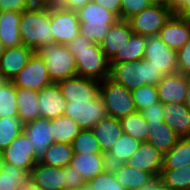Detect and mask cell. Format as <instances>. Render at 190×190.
I'll return each mask as SVG.
<instances>
[{
    "label": "cell",
    "mask_w": 190,
    "mask_h": 190,
    "mask_svg": "<svg viewBox=\"0 0 190 190\" xmlns=\"http://www.w3.org/2000/svg\"><path fill=\"white\" fill-rule=\"evenodd\" d=\"M65 46L75 57L78 76L98 81L109 77L110 61L99 44H94L78 34Z\"/></svg>",
    "instance_id": "6da1fadb"
},
{
    "label": "cell",
    "mask_w": 190,
    "mask_h": 190,
    "mask_svg": "<svg viewBox=\"0 0 190 190\" xmlns=\"http://www.w3.org/2000/svg\"><path fill=\"white\" fill-rule=\"evenodd\" d=\"M22 45L38 52L53 43L50 26V6L32 5L21 13L19 25Z\"/></svg>",
    "instance_id": "7a4b0ae2"
},
{
    "label": "cell",
    "mask_w": 190,
    "mask_h": 190,
    "mask_svg": "<svg viewBox=\"0 0 190 190\" xmlns=\"http://www.w3.org/2000/svg\"><path fill=\"white\" fill-rule=\"evenodd\" d=\"M164 74L156 69L146 59L127 61L123 63H110L109 78L130 91L136 90L143 85L156 86Z\"/></svg>",
    "instance_id": "3957f363"
},
{
    "label": "cell",
    "mask_w": 190,
    "mask_h": 190,
    "mask_svg": "<svg viewBox=\"0 0 190 190\" xmlns=\"http://www.w3.org/2000/svg\"><path fill=\"white\" fill-rule=\"evenodd\" d=\"M80 21V34L94 44H101L110 27L119 18L94 1L86 3L77 10Z\"/></svg>",
    "instance_id": "277c9868"
},
{
    "label": "cell",
    "mask_w": 190,
    "mask_h": 190,
    "mask_svg": "<svg viewBox=\"0 0 190 190\" xmlns=\"http://www.w3.org/2000/svg\"><path fill=\"white\" fill-rule=\"evenodd\" d=\"M38 53L44 59L49 77L53 83L77 75L75 57L65 45L59 43L46 44Z\"/></svg>",
    "instance_id": "5b68a950"
},
{
    "label": "cell",
    "mask_w": 190,
    "mask_h": 190,
    "mask_svg": "<svg viewBox=\"0 0 190 190\" xmlns=\"http://www.w3.org/2000/svg\"><path fill=\"white\" fill-rule=\"evenodd\" d=\"M100 96L106 108L107 116L121 120L137 111L132 91L109 77L101 81Z\"/></svg>",
    "instance_id": "8992f818"
},
{
    "label": "cell",
    "mask_w": 190,
    "mask_h": 190,
    "mask_svg": "<svg viewBox=\"0 0 190 190\" xmlns=\"http://www.w3.org/2000/svg\"><path fill=\"white\" fill-rule=\"evenodd\" d=\"M172 15L168 6L151 4L127 21L133 33L142 36L159 35L161 28Z\"/></svg>",
    "instance_id": "52a82bcc"
},
{
    "label": "cell",
    "mask_w": 190,
    "mask_h": 190,
    "mask_svg": "<svg viewBox=\"0 0 190 190\" xmlns=\"http://www.w3.org/2000/svg\"><path fill=\"white\" fill-rule=\"evenodd\" d=\"M50 26L53 43L68 44L80 34L77 10H67L56 5L50 6Z\"/></svg>",
    "instance_id": "ba28073f"
},
{
    "label": "cell",
    "mask_w": 190,
    "mask_h": 190,
    "mask_svg": "<svg viewBox=\"0 0 190 190\" xmlns=\"http://www.w3.org/2000/svg\"><path fill=\"white\" fill-rule=\"evenodd\" d=\"M64 115L77 122L81 130H90L107 117L100 95L90 101L67 102Z\"/></svg>",
    "instance_id": "9c48e42d"
},
{
    "label": "cell",
    "mask_w": 190,
    "mask_h": 190,
    "mask_svg": "<svg viewBox=\"0 0 190 190\" xmlns=\"http://www.w3.org/2000/svg\"><path fill=\"white\" fill-rule=\"evenodd\" d=\"M16 88L40 91L52 84L44 59L38 52H34L28 63L11 81Z\"/></svg>",
    "instance_id": "30bf717a"
},
{
    "label": "cell",
    "mask_w": 190,
    "mask_h": 190,
    "mask_svg": "<svg viewBox=\"0 0 190 190\" xmlns=\"http://www.w3.org/2000/svg\"><path fill=\"white\" fill-rule=\"evenodd\" d=\"M177 51L169 48L159 35L146 36V48L143 59L148 60L152 66L164 75L178 72Z\"/></svg>",
    "instance_id": "8fae6325"
},
{
    "label": "cell",
    "mask_w": 190,
    "mask_h": 190,
    "mask_svg": "<svg viewBox=\"0 0 190 190\" xmlns=\"http://www.w3.org/2000/svg\"><path fill=\"white\" fill-rule=\"evenodd\" d=\"M67 102L90 101L100 95L101 81L73 76L57 82Z\"/></svg>",
    "instance_id": "7c38bea8"
},
{
    "label": "cell",
    "mask_w": 190,
    "mask_h": 190,
    "mask_svg": "<svg viewBox=\"0 0 190 190\" xmlns=\"http://www.w3.org/2000/svg\"><path fill=\"white\" fill-rule=\"evenodd\" d=\"M4 162L26 171L29 175L39 161L35 156L32 144L24 132L3 150Z\"/></svg>",
    "instance_id": "4fadbf2b"
},
{
    "label": "cell",
    "mask_w": 190,
    "mask_h": 190,
    "mask_svg": "<svg viewBox=\"0 0 190 190\" xmlns=\"http://www.w3.org/2000/svg\"><path fill=\"white\" fill-rule=\"evenodd\" d=\"M188 75L180 72L167 74L156 85L158 98L162 104L183 103L187 95Z\"/></svg>",
    "instance_id": "5bb4252c"
},
{
    "label": "cell",
    "mask_w": 190,
    "mask_h": 190,
    "mask_svg": "<svg viewBox=\"0 0 190 190\" xmlns=\"http://www.w3.org/2000/svg\"><path fill=\"white\" fill-rule=\"evenodd\" d=\"M40 117L55 119L64 115L67 101L57 83H52L38 91Z\"/></svg>",
    "instance_id": "9a60e30c"
},
{
    "label": "cell",
    "mask_w": 190,
    "mask_h": 190,
    "mask_svg": "<svg viewBox=\"0 0 190 190\" xmlns=\"http://www.w3.org/2000/svg\"><path fill=\"white\" fill-rule=\"evenodd\" d=\"M23 132L29 138L32 144L35 156L40 159L47 148L54 143L50 120L44 117H39L32 122L26 123L23 126Z\"/></svg>",
    "instance_id": "2e32d148"
},
{
    "label": "cell",
    "mask_w": 190,
    "mask_h": 190,
    "mask_svg": "<svg viewBox=\"0 0 190 190\" xmlns=\"http://www.w3.org/2000/svg\"><path fill=\"white\" fill-rule=\"evenodd\" d=\"M163 157L160 151L147 142H142L140 147L127 160L126 164L150 173L152 176H160L163 168Z\"/></svg>",
    "instance_id": "e0dca14e"
},
{
    "label": "cell",
    "mask_w": 190,
    "mask_h": 190,
    "mask_svg": "<svg viewBox=\"0 0 190 190\" xmlns=\"http://www.w3.org/2000/svg\"><path fill=\"white\" fill-rule=\"evenodd\" d=\"M160 39L178 51L190 38V20L172 15L159 32Z\"/></svg>",
    "instance_id": "ac0fdd59"
},
{
    "label": "cell",
    "mask_w": 190,
    "mask_h": 190,
    "mask_svg": "<svg viewBox=\"0 0 190 190\" xmlns=\"http://www.w3.org/2000/svg\"><path fill=\"white\" fill-rule=\"evenodd\" d=\"M29 181L42 190H65L64 168L37 162L29 175Z\"/></svg>",
    "instance_id": "d6986e66"
},
{
    "label": "cell",
    "mask_w": 190,
    "mask_h": 190,
    "mask_svg": "<svg viewBox=\"0 0 190 190\" xmlns=\"http://www.w3.org/2000/svg\"><path fill=\"white\" fill-rule=\"evenodd\" d=\"M34 51L24 45L7 48L0 58V74L7 80L12 79L28 63Z\"/></svg>",
    "instance_id": "ffe728a7"
},
{
    "label": "cell",
    "mask_w": 190,
    "mask_h": 190,
    "mask_svg": "<svg viewBox=\"0 0 190 190\" xmlns=\"http://www.w3.org/2000/svg\"><path fill=\"white\" fill-rule=\"evenodd\" d=\"M133 31L126 20H118L107 33L100 47L105 57L111 61L115 55L127 44Z\"/></svg>",
    "instance_id": "44dd1931"
},
{
    "label": "cell",
    "mask_w": 190,
    "mask_h": 190,
    "mask_svg": "<svg viewBox=\"0 0 190 190\" xmlns=\"http://www.w3.org/2000/svg\"><path fill=\"white\" fill-rule=\"evenodd\" d=\"M69 166L75 169L86 182L109 168L105 153L73 154Z\"/></svg>",
    "instance_id": "7402d4cb"
},
{
    "label": "cell",
    "mask_w": 190,
    "mask_h": 190,
    "mask_svg": "<svg viewBox=\"0 0 190 190\" xmlns=\"http://www.w3.org/2000/svg\"><path fill=\"white\" fill-rule=\"evenodd\" d=\"M165 123L179 136L190 137V113L183 103L163 104Z\"/></svg>",
    "instance_id": "603a6c76"
},
{
    "label": "cell",
    "mask_w": 190,
    "mask_h": 190,
    "mask_svg": "<svg viewBox=\"0 0 190 190\" xmlns=\"http://www.w3.org/2000/svg\"><path fill=\"white\" fill-rule=\"evenodd\" d=\"M103 153H107L123 134L120 121L107 116L91 129Z\"/></svg>",
    "instance_id": "cb8c5ba5"
},
{
    "label": "cell",
    "mask_w": 190,
    "mask_h": 190,
    "mask_svg": "<svg viewBox=\"0 0 190 190\" xmlns=\"http://www.w3.org/2000/svg\"><path fill=\"white\" fill-rule=\"evenodd\" d=\"M22 12L0 11V39L6 48L22 45L19 25Z\"/></svg>",
    "instance_id": "d4e9b609"
},
{
    "label": "cell",
    "mask_w": 190,
    "mask_h": 190,
    "mask_svg": "<svg viewBox=\"0 0 190 190\" xmlns=\"http://www.w3.org/2000/svg\"><path fill=\"white\" fill-rule=\"evenodd\" d=\"M109 168L126 190H139L153 177L150 173L136 169L126 163L109 166Z\"/></svg>",
    "instance_id": "484cf974"
},
{
    "label": "cell",
    "mask_w": 190,
    "mask_h": 190,
    "mask_svg": "<svg viewBox=\"0 0 190 190\" xmlns=\"http://www.w3.org/2000/svg\"><path fill=\"white\" fill-rule=\"evenodd\" d=\"M149 132L147 143L154 146L162 154L168 152L179 141V136L163 121L162 123H147Z\"/></svg>",
    "instance_id": "4316f807"
},
{
    "label": "cell",
    "mask_w": 190,
    "mask_h": 190,
    "mask_svg": "<svg viewBox=\"0 0 190 190\" xmlns=\"http://www.w3.org/2000/svg\"><path fill=\"white\" fill-rule=\"evenodd\" d=\"M18 118L23 124L40 117L38 91L16 88Z\"/></svg>",
    "instance_id": "83f0119b"
},
{
    "label": "cell",
    "mask_w": 190,
    "mask_h": 190,
    "mask_svg": "<svg viewBox=\"0 0 190 190\" xmlns=\"http://www.w3.org/2000/svg\"><path fill=\"white\" fill-rule=\"evenodd\" d=\"M141 143V141L123 133L116 144L106 153L108 166L126 163Z\"/></svg>",
    "instance_id": "f1b7e54d"
},
{
    "label": "cell",
    "mask_w": 190,
    "mask_h": 190,
    "mask_svg": "<svg viewBox=\"0 0 190 190\" xmlns=\"http://www.w3.org/2000/svg\"><path fill=\"white\" fill-rule=\"evenodd\" d=\"M73 149L69 143H52L38 162L48 166L64 168L70 165Z\"/></svg>",
    "instance_id": "f546056e"
},
{
    "label": "cell",
    "mask_w": 190,
    "mask_h": 190,
    "mask_svg": "<svg viewBox=\"0 0 190 190\" xmlns=\"http://www.w3.org/2000/svg\"><path fill=\"white\" fill-rule=\"evenodd\" d=\"M53 139L57 143H69L80 133L79 124L66 115L50 120Z\"/></svg>",
    "instance_id": "4dcf8cb0"
},
{
    "label": "cell",
    "mask_w": 190,
    "mask_h": 190,
    "mask_svg": "<svg viewBox=\"0 0 190 190\" xmlns=\"http://www.w3.org/2000/svg\"><path fill=\"white\" fill-rule=\"evenodd\" d=\"M190 165V137L180 138L174 147L164 154L162 169H177Z\"/></svg>",
    "instance_id": "1f68e13d"
},
{
    "label": "cell",
    "mask_w": 190,
    "mask_h": 190,
    "mask_svg": "<svg viewBox=\"0 0 190 190\" xmlns=\"http://www.w3.org/2000/svg\"><path fill=\"white\" fill-rule=\"evenodd\" d=\"M146 48V36L132 33L127 44L115 55L110 63H123L143 59Z\"/></svg>",
    "instance_id": "d6a6232c"
},
{
    "label": "cell",
    "mask_w": 190,
    "mask_h": 190,
    "mask_svg": "<svg viewBox=\"0 0 190 190\" xmlns=\"http://www.w3.org/2000/svg\"><path fill=\"white\" fill-rule=\"evenodd\" d=\"M29 182V174L14 165L5 163L0 169V190H19Z\"/></svg>",
    "instance_id": "836d02e7"
},
{
    "label": "cell",
    "mask_w": 190,
    "mask_h": 190,
    "mask_svg": "<svg viewBox=\"0 0 190 190\" xmlns=\"http://www.w3.org/2000/svg\"><path fill=\"white\" fill-rule=\"evenodd\" d=\"M119 121L124 134L132 136L141 142H147L149 128L140 111L131 113Z\"/></svg>",
    "instance_id": "e575fe53"
},
{
    "label": "cell",
    "mask_w": 190,
    "mask_h": 190,
    "mask_svg": "<svg viewBox=\"0 0 190 190\" xmlns=\"http://www.w3.org/2000/svg\"><path fill=\"white\" fill-rule=\"evenodd\" d=\"M161 181L173 190L190 189V165L177 169H162Z\"/></svg>",
    "instance_id": "d590c367"
},
{
    "label": "cell",
    "mask_w": 190,
    "mask_h": 190,
    "mask_svg": "<svg viewBox=\"0 0 190 190\" xmlns=\"http://www.w3.org/2000/svg\"><path fill=\"white\" fill-rule=\"evenodd\" d=\"M18 117L16 87L6 81L0 88V118Z\"/></svg>",
    "instance_id": "8d00e7d4"
},
{
    "label": "cell",
    "mask_w": 190,
    "mask_h": 190,
    "mask_svg": "<svg viewBox=\"0 0 190 190\" xmlns=\"http://www.w3.org/2000/svg\"><path fill=\"white\" fill-rule=\"evenodd\" d=\"M23 126L18 117L0 118V150L6 149L23 132Z\"/></svg>",
    "instance_id": "74e56055"
},
{
    "label": "cell",
    "mask_w": 190,
    "mask_h": 190,
    "mask_svg": "<svg viewBox=\"0 0 190 190\" xmlns=\"http://www.w3.org/2000/svg\"><path fill=\"white\" fill-rule=\"evenodd\" d=\"M71 147L74 154H93L103 153L99 141L96 139L93 131L81 130L80 133L71 142Z\"/></svg>",
    "instance_id": "f35d334b"
},
{
    "label": "cell",
    "mask_w": 190,
    "mask_h": 190,
    "mask_svg": "<svg viewBox=\"0 0 190 190\" xmlns=\"http://www.w3.org/2000/svg\"><path fill=\"white\" fill-rule=\"evenodd\" d=\"M132 95L137 111H141L159 101L157 88L154 85H143L133 90Z\"/></svg>",
    "instance_id": "ab89813d"
},
{
    "label": "cell",
    "mask_w": 190,
    "mask_h": 190,
    "mask_svg": "<svg viewBox=\"0 0 190 190\" xmlns=\"http://www.w3.org/2000/svg\"><path fill=\"white\" fill-rule=\"evenodd\" d=\"M87 183L91 185L92 190H126L114 177L110 168H107L104 172L97 174Z\"/></svg>",
    "instance_id": "60d3db41"
},
{
    "label": "cell",
    "mask_w": 190,
    "mask_h": 190,
    "mask_svg": "<svg viewBox=\"0 0 190 190\" xmlns=\"http://www.w3.org/2000/svg\"><path fill=\"white\" fill-rule=\"evenodd\" d=\"M149 0H121L120 20H128L149 7Z\"/></svg>",
    "instance_id": "b9f144b4"
},
{
    "label": "cell",
    "mask_w": 190,
    "mask_h": 190,
    "mask_svg": "<svg viewBox=\"0 0 190 190\" xmlns=\"http://www.w3.org/2000/svg\"><path fill=\"white\" fill-rule=\"evenodd\" d=\"M163 110V104L158 101L141 110L140 112L147 123H162L164 121Z\"/></svg>",
    "instance_id": "7bdbcfd3"
},
{
    "label": "cell",
    "mask_w": 190,
    "mask_h": 190,
    "mask_svg": "<svg viewBox=\"0 0 190 190\" xmlns=\"http://www.w3.org/2000/svg\"><path fill=\"white\" fill-rule=\"evenodd\" d=\"M64 171H65V182H64L65 190H81V188L86 183L83 177L70 166L64 167Z\"/></svg>",
    "instance_id": "ee69618b"
},
{
    "label": "cell",
    "mask_w": 190,
    "mask_h": 190,
    "mask_svg": "<svg viewBox=\"0 0 190 190\" xmlns=\"http://www.w3.org/2000/svg\"><path fill=\"white\" fill-rule=\"evenodd\" d=\"M176 58L178 72L190 76V38L186 44L177 51Z\"/></svg>",
    "instance_id": "f6af8a7d"
},
{
    "label": "cell",
    "mask_w": 190,
    "mask_h": 190,
    "mask_svg": "<svg viewBox=\"0 0 190 190\" xmlns=\"http://www.w3.org/2000/svg\"><path fill=\"white\" fill-rule=\"evenodd\" d=\"M30 6L27 0H0V11L23 12Z\"/></svg>",
    "instance_id": "bcb514c9"
},
{
    "label": "cell",
    "mask_w": 190,
    "mask_h": 190,
    "mask_svg": "<svg viewBox=\"0 0 190 190\" xmlns=\"http://www.w3.org/2000/svg\"><path fill=\"white\" fill-rule=\"evenodd\" d=\"M98 5L109 10L120 19L121 0H92Z\"/></svg>",
    "instance_id": "7dc6e473"
},
{
    "label": "cell",
    "mask_w": 190,
    "mask_h": 190,
    "mask_svg": "<svg viewBox=\"0 0 190 190\" xmlns=\"http://www.w3.org/2000/svg\"><path fill=\"white\" fill-rule=\"evenodd\" d=\"M90 1L92 0H55L54 5L67 10H78Z\"/></svg>",
    "instance_id": "c3c4849f"
},
{
    "label": "cell",
    "mask_w": 190,
    "mask_h": 190,
    "mask_svg": "<svg viewBox=\"0 0 190 190\" xmlns=\"http://www.w3.org/2000/svg\"><path fill=\"white\" fill-rule=\"evenodd\" d=\"M139 190H173V189L165 185L161 181L160 176H153Z\"/></svg>",
    "instance_id": "681fc988"
},
{
    "label": "cell",
    "mask_w": 190,
    "mask_h": 190,
    "mask_svg": "<svg viewBox=\"0 0 190 190\" xmlns=\"http://www.w3.org/2000/svg\"><path fill=\"white\" fill-rule=\"evenodd\" d=\"M173 15L190 20V0H183L173 11Z\"/></svg>",
    "instance_id": "f907efd6"
},
{
    "label": "cell",
    "mask_w": 190,
    "mask_h": 190,
    "mask_svg": "<svg viewBox=\"0 0 190 190\" xmlns=\"http://www.w3.org/2000/svg\"><path fill=\"white\" fill-rule=\"evenodd\" d=\"M29 4L38 6H52L55 4V0H27Z\"/></svg>",
    "instance_id": "816d5d0a"
},
{
    "label": "cell",
    "mask_w": 190,
    "mask_h": 190,
    "mask_svg": "<svg viewBox=\"0 0 190 190\" xmlns=\"http://www.w3.org/2000/svg\"><path fill=\"white\" fill-rule=\"evenodd\" d=\"M183 0H167L168 8L173 12Z\"/></svg>",
    "instance_id": "f5cc1de1"
},
{
    "label": "cell",
    "mask_w": 190,
    "mask_h": 190,
    "mask_svg": "<svg viewBox=\"0 0 190 190\" xmlns=\"http://www.w3.org/2000/svg\"><path fill=\"white\" fill-rule=\"evenodd\" d=\"M184 104L190 113V76H188L187 95Z\"/></svg>",
    "instance_id": "db71d44e"
},
{
    "label": "cell",
    "mask_w": 190,
    "mask_h": 190,
    "mask_svg": "<svg viewBox=\"0 0 190 190\" xmlns=\"http://www.w3.org/2000/svg\"><path fill=\"white\" fill-rule=\"evenodd\" d=\"M19 190H42V189L39 188L38 186H35L29 181L27 184L23 185Z\"/></svg>",
    "instance_id": "11a10c76"
},
{
    "label": "cell",
    "mask_w": 190,
    "mask_h": 190,
    "mask_svg": "<svg viewBox=\"0 0 190 190\" xmlns=\"http://www.w3.org/2000/svg\"><path fill=\"white\" fill-rule=\"evenodd\" d=\"M153 5H164L167 6V0H149Z\"/></svg>",
    "instance_id": "9f6ffc18"
},
{
    "label": "cell",
    "mask_w": 190,
    "mask_h": 190,
    "mask_svg": "<svg viewBox=\"0 0 190 190\" xmlns=\"http://www.w3.org/2000/svg\"><path fill=\"white\" fill-rule=\"evenodd\" d=\"M6 49L7 48L3 45L2 40L0 39V58L4 54V52L6 51Z\"/></svg>",
    "instance_id": "6f0895ef"
},
{
    "label": "cell",
    "mask_w": 190,
    "mask_h": 190,
    "mask_svg": "<svg viewBox=\"0 0 190 190\" xmlns=\"http://www.w3.org/2000/svg\"><path fill=\"white\" fill-rule=\"evenodd\" d=\"M4 164V157H3V151L0 150V169L2 168V165Z\"/></svg>",
    "instance_id": "680465c9"
},
{
    "label": "cell",
    "mask_w": 190,
    "mask_h": 190,
    "mask_svg": "<svg viewBox=\"0 0 190 190\" xmlns=\"http://www.w3.org/2000/svg\"><path fill=\"white\" fill-rule=\"evenodd\" d=\"M81 190H92L91 185H89L87 182L85 183V185L81 188Z\"/></svg>",
    "instance_id": "91938a15"
},
{
    "label": "cell",
    "mask_w": 190,
    "mask_h": 190,
    "mask_svg": "<svg viewBox=\"0 0 190 190\" xmlns=\"http://www.w3.org/2000/svg\"><path fill=\"white\" fill-rule=\"evenodd\" d=\"M7 80L0 74V88L4 85V83L6 82Z\"/></svg>",
    "instance_id": "94428289"
}]
</instances>
